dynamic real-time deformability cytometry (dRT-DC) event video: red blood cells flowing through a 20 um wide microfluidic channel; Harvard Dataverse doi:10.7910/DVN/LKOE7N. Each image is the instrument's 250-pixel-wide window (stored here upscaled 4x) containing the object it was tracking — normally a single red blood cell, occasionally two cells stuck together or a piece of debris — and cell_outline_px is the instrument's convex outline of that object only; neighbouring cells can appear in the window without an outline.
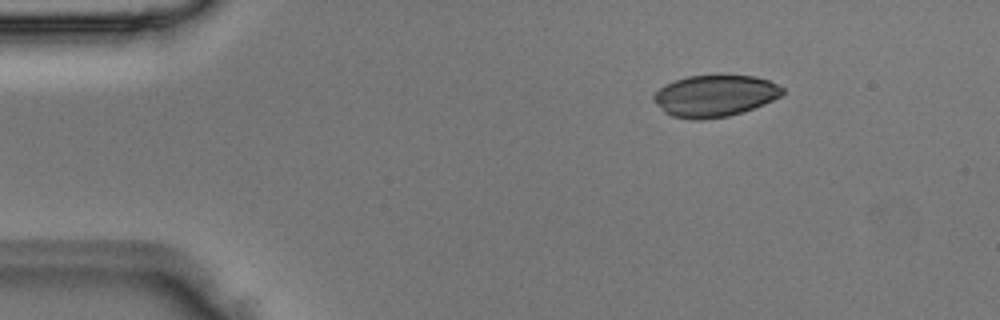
{"species": "Egyptian fruit bat (a non-hibernating species)", "species_latin": "Rousettus aegyptiacus", "temperature_condition": "room temperature", "stored_images_in_passage": 2, "camera_frame_rate_fps": 3000, "um_per_image_px": 0.085, "animal": {"sex": "male"}, "frame": {"image": 1, "passage_image": 1, "time_ms": 0.0, "image_size_px": [1000, 320], "cell_outline_px": [[784, 92], [780, 96], [764, 104], [728, 116], [700, 120], [692, 120], [672, 116], [664, 112], [652, 100], [652, 96], [664, 84], [688, 76], [756, 76], [768, 80], [784, 88]], "centroid_in_image_um": [60.73, 8.15], "position_along_channel_um": 24.3, "area_um2": 31.04}}